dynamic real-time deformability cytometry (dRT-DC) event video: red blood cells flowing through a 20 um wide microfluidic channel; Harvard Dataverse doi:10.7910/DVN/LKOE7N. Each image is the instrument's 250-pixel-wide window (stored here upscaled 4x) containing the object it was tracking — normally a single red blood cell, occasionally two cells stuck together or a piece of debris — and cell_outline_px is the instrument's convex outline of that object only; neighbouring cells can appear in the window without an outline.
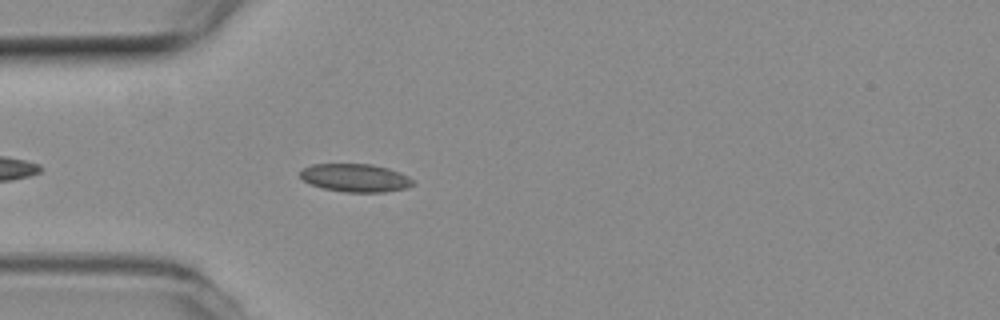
{"species": "common noctule bat (a hibernating species)", "species_latin": "Nyctalus noctula", "temperature_condition": "room temperature", "stored_images_in_passage": 15, "camera_frame_rate_fps": 3000, "um_per_image_px": 0.085, "animal": {"sex": "female", "body_mass_g": 19.3, "forearm_length_mm": 54.1}, "frame": {"image": 1, "passage_image": 5, "time_ms": 1.333, "image_size_px": [1000, 320], "cell_outline_px": [[416, 184], [408, 188], [384, 192], [344, 192], [320, 188], [304, 180], [300, 176], [300, 172], [304, 168], [312, 164], [372, 164], [388, 168], [400, 172], [408, 176]], "centroid_in_image_um": [30.23, 15.12], "position_along_channel_um": 54.8, "area_um2": 18.55}}
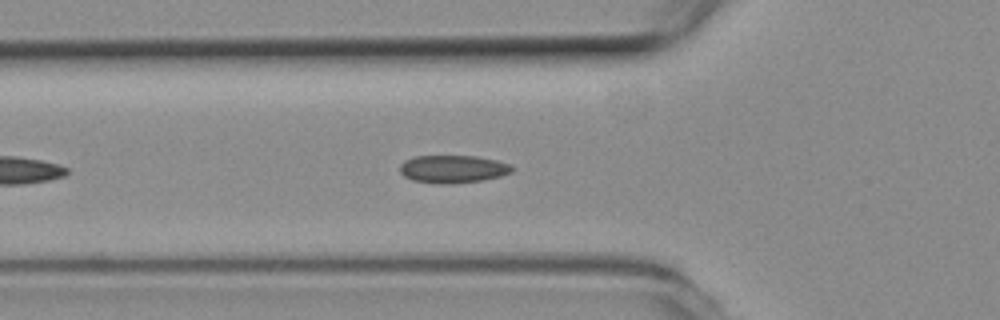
{"frame": {"image": 2, "passage_image": 8, "time_ms": 2.333, "image_size_px": [1000, 320], "cell_outline_px": [[516, 168], [512, 172], [500, 176], [484, 180], [448, 184], [436, 184], [412, 180], [404, 176], [400, 172], [400, 164], [404, 160], [412, 156], [476, 156], [496, 160], [512, 164]], "centroid_in_image_um": [38.51, 14.37], "position_along_channel_um": 87.3, "area_um2": 18.44}}
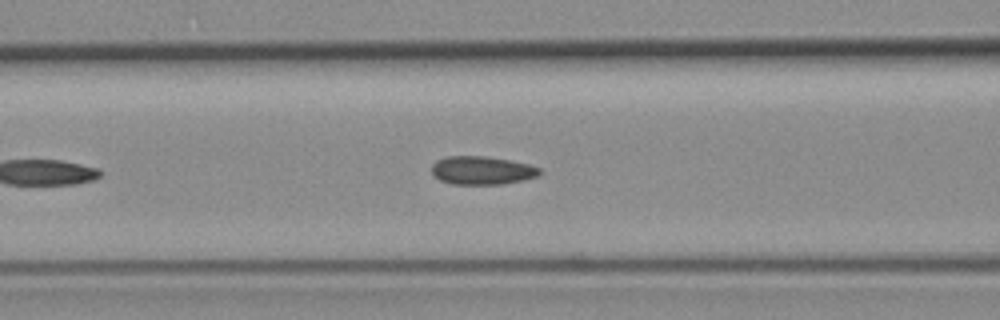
{"frame": {"image": 3, "passage_image": 11, "time_ms": 3.333, "image_size_px": [1000, 320], "cell_outline_px": [[540, 176], [524, 180], [500, 184], [452, 184], [440, 180], [432, 176], [432, 164], [436, 160], [448, 156], [484, 156], [512, 160], [528, 164], [540, 168]], "centroid_in_image_um": [40.96, 14.48], "position_along_channel_um": 125.6, "area_um2": 17.98}}